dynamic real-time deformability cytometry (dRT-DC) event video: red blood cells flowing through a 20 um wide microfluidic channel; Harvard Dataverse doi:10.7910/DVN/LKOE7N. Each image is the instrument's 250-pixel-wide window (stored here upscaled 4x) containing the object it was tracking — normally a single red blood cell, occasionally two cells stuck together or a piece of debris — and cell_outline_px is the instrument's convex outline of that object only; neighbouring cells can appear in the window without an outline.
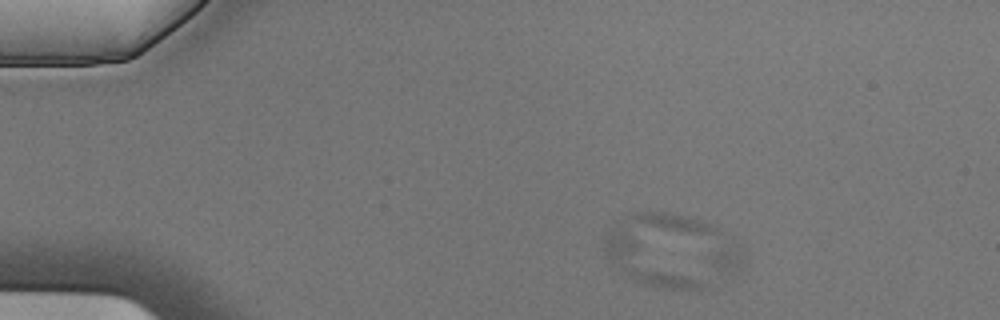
{"species": "Egyptian fruit bat (a non-hibernating species)", "species_latin": "Rousettus aegyptiacus", "temperature_condition": "cold", "stored_images_in_passage": 4, "camera_frame_rate_fps": 3000, "um_per_image_px": 0.085, "animal": {"sex": "male"}, "frame": {"image": 1, "passage_image": 2, "time_ms": 0.333, "image_size_px": [1000, 320], "cell_outline_px": [[708, 288], [688, 292], [656, 288], [632, 280], [624, 276], [604, 252], [604, 240], [620, 224], [708, 284]], "centroid_in_image_um": [55.09, 22.38], "position_along_channel_um": 29.9, "area_um2": 24.1}}